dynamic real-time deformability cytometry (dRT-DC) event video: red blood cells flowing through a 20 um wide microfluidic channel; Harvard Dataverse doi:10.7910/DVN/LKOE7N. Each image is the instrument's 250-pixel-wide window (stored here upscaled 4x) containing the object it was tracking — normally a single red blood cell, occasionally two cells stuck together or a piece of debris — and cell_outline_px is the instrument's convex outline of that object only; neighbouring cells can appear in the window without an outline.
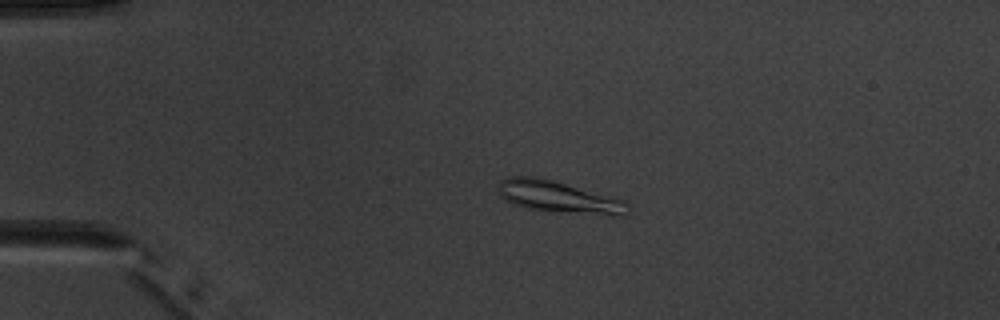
{"species": "common noctule bat (a hibernating species)", "species_latin": "Nyctalus noctula", "temperature_condition": "warm", "stored_images_in_passage": 6, "camera_frame_rate_fps": 3000, "um_per_image_px": 0.085, "animal": {"sex": "male", "body_mass_g": 20.1, "forearm_length_mm": 53.5}, "frame": {"image": 1, "passage_image": 4, "time_ms": 3.333, "image_size_px": [1000, 320], "cell_outline_px": [[628, 212], [624, 216], [616, 216], [528, 208], [512, 204], [504, 200], [500, 196], [500, 180], [508, 176], [536, 176], [552, 180], [624, 200], [628, 204]], "centroid_in_image_um": [47.47, 16.73], "position_along_channel_um": 37.5, "area_um2": 23.52}}
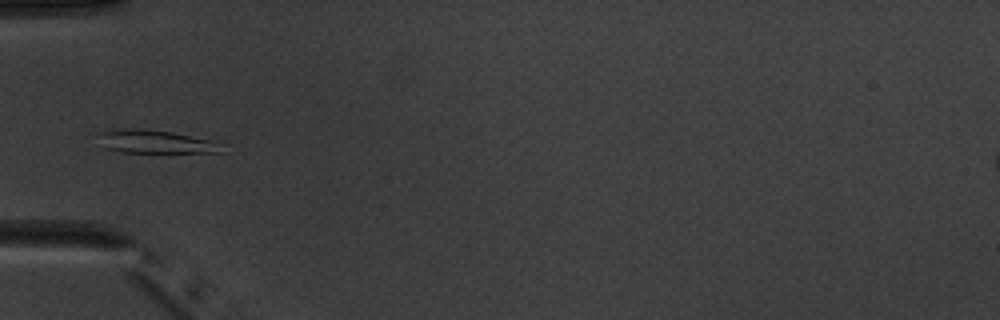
{"frame": {"image": 2, "passage_image": 5, "time_ms": 5.333, "image_size_px": [1000, 320], "cell_outline_px": [[220, 152], [124, 152], [104, 148], [100, 132], [112, 128], [172, 132], [208, 140]], "centroid_in_image_um": [13.04, 12.04], "position_along_channel_um": 72.0, "area_um2": 15.49}}